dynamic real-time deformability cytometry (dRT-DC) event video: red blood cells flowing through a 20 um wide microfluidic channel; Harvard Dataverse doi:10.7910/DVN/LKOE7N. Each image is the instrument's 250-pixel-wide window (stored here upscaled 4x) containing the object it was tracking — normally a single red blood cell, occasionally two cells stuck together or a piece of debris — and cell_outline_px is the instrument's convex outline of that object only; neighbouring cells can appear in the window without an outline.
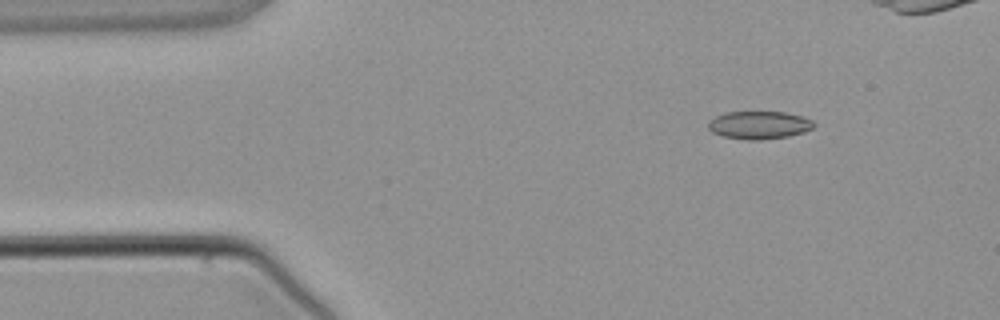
{"species": "common noctule bat (a hibernating species)", "species_latin": "Nyctalus noctula", "temperature_condition": "warm", "stored_images_in_passage": 4, "camera_frame_rate_fps": 3000, "um_per_image_px": 0.085, "animal": {"sex": "male", "body_mass_g": 21.5, "forearm_length_mm": 52.0}, "frame": {"image": 1, "passage_image": 2, "time_ms": 1.333, "image_size_px": [1000, 320], "cell_outline_px": [[816, 124], [812, 128], [804, 132], [788, 136], [760, 140], [748, 140], [724, 136], [712, 132], [708, 128], [708, 120], [724, 112], [784, 112], [804, 116], [812, 120]], "centroid_in_image_um": [64.53, 10.62], "position_along_channel_um": 20.5, "area_um2": 17.22}}